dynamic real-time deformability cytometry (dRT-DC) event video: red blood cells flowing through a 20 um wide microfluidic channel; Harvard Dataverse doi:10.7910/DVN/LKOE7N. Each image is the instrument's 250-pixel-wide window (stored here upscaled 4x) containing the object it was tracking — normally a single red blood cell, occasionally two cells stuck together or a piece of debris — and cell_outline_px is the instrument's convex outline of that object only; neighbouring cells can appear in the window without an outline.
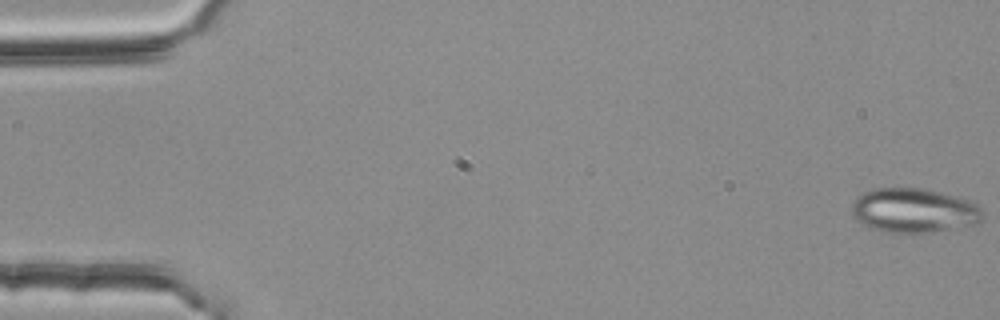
{"species": "common noctule bat (a hibernating species)", "species_latin": "Nyctalus noctula", "temperature_condition": "room temperature", "stored_images_in_passage": 54, "camera_frame_rate_fps": 3000, "um_per_image_px": 0.085, "animal": {"sex": "female", "body_mass_g": 25.1}, "frame": {"image": 1, "passage_image": 1, "time_ms": 0.0, "image_size_px": [1000, 320], "cell_outline_px": [[984, 216], [976, 224], [928, 232], [884, 232], [872, 228], [856, 220], [852, 216], [852, 204], [856, 196], [864, 192], [876, 188], [924, 188], [956, 196], [968, 200], [976, 204], [984, 212]], "centroid_in_image_um": [77.66, 17.88], "position_along_channel_um": 7.3, "area_um2": 33.76}}
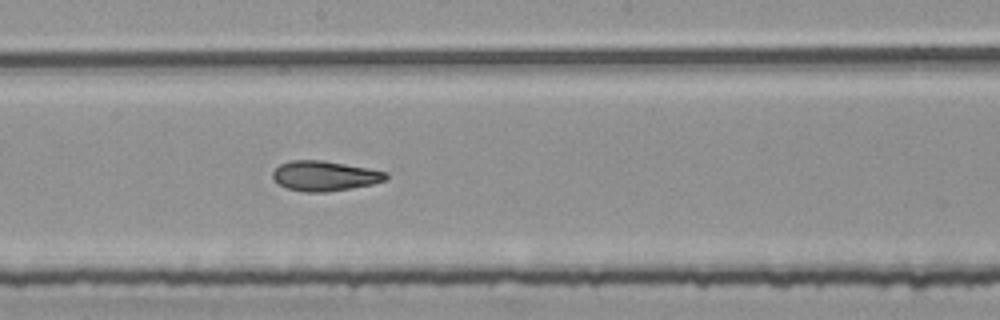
{"frame": {"image": 2, "passage_image": 30, "time_ms": 9.667, "image_size_px": [1000, 320], "cell_outline_px": [[388, 176], [384, 180], [372, 184], [352, 188], [324, 192], [304, 192], [284, 188], [272, 176], [272, 172], [280, 164], [288, 160], [324, 160], [368, 168], [388, 172]], "centroid_in_image_um": [27.58, 14.94], "position_along_channel_um": 220.6, "area_um2": 19.83}}
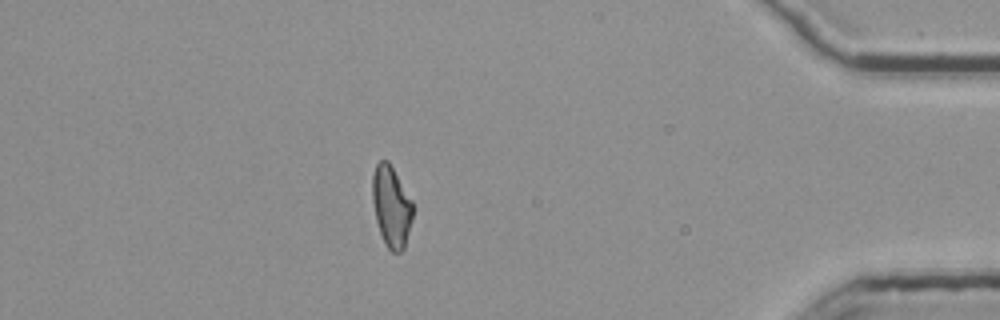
{"frame": {"image": 3, "passage_image": 48, "time_ms": 15.667, "image_size_px": [1000, 320], "cell_outline_px": [[412, 220], [404, 248], [400, 252], [392, 252], [384, 244], [376, 220], [372, 200], [372, 176], [376, 164], [380, 160], [388, 160], [412, 200]], "centroid_in_image_um": [33.25, 17.55], "position_along_channel_um": 402.0, "area_um2": 19.07}, "authors_computed_cell_mechanics": {"area_um2": 19.8543, "velocity_mm_per_s": 3.7898, "shape_relaxation_time_tau1_ms": 7.8753, "shape_relaxation_time_tau2_ms": 2.6568, "deformation_change_tau1": 0.1798, "deformation_change_tau2": 0.109}}